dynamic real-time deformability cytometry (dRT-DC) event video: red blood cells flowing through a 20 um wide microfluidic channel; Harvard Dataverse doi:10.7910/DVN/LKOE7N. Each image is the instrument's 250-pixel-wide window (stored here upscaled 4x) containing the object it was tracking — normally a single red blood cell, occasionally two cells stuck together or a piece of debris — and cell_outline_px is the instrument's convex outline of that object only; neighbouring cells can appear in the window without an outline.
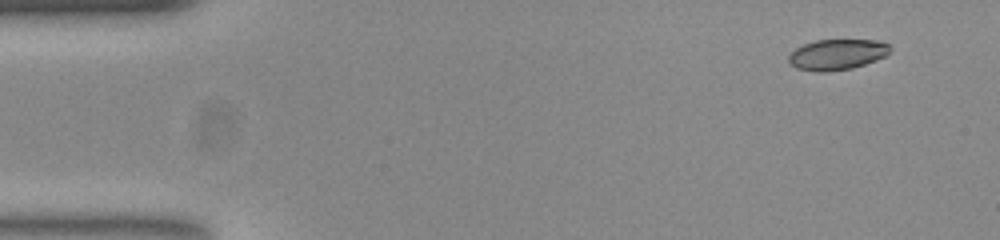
{"species": "common noctule bat (a hibernating species)", "species_latin": "Nyctalus noctula", "temperature_condition": "room temperature", "stored_images_in_passage": 48, "camera_frame_rate_fps": 3000, "um_per_image_px": 0.085, "animal": {"sex": "female", "body_mass_g": 23.0, "forearm_length_mm": 53.4}, "frame": {"image": 1, "passage_image": 1, "time_ms": 0.0, "image_size_px": [1000, 240], "cell_outline_px": [[892, 52], [876, 60], [852, 68], [824, 72], [816, 72], [796, 68], [788, 60], [788, 56], [796, 48], [804, 44], [816, 40], [880, 40], [888, 44], [892, 48]], "centroid_in_image_um": [71.18, 4.63], "position_along_channel_um": 13.8, "area_um2": 18.15}}
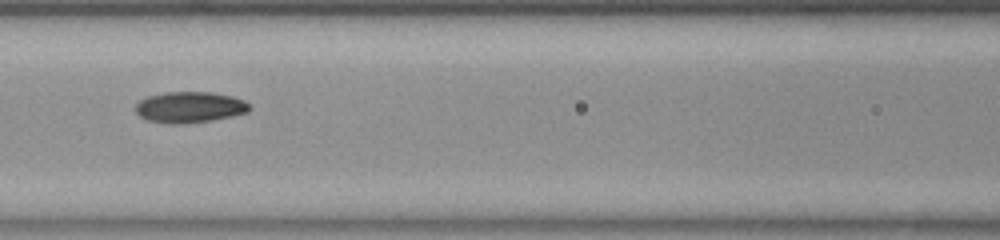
{"frame": {"image": 2, "passage_image": 20, "time_ms": 6.333, "image_size_px": [1000, 240], "cell_outline_px": [[252, 108], [248, 112], [232, 116], [212, 120], [176, 124], [148, 120], [140, 116], [136, 112], [136, 104], [140, 100], [148, 96], [164, 92], [212, 92], [232, 96], [244, 100]], "centroid_in_image_um": [16.14, 9.1], "position_along_channel_um": 150.5, "area_um2": 20.46}}
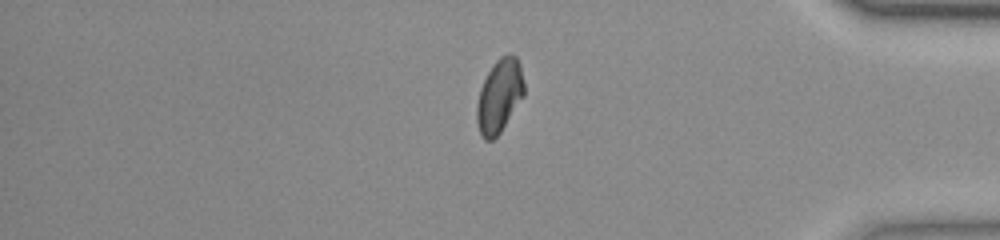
{"frame": {"image": 3, "passage_image": 41, "time_ms": 13.333, "image_size_px": [1000, 240], "cell_outline_px": [[524, 96], [500, 132], [492, 140], [484, 140], [480, 132], [476, 120], [476, 104], [480, 88], [492, 64], [500, 56], [508, 52], [516, 56], [520, 64], [524, 84]], "centroid_in_image_um": [42.44, 8.12], "position_along_channel_um": 392.8, "area_um2": 20.35}, "authors_computed_cell_mechanics": {"area_um2": 19.9121, "velocity_mm_per_s": 3.8904, "shape_relaxation_time_tau1_ms": 10.4045, "shape_relaxation_time_tau2_ms": 2.0877, "deformation_change_tau1": 0.2141, "deformation_change_tau2": 0.0502}}